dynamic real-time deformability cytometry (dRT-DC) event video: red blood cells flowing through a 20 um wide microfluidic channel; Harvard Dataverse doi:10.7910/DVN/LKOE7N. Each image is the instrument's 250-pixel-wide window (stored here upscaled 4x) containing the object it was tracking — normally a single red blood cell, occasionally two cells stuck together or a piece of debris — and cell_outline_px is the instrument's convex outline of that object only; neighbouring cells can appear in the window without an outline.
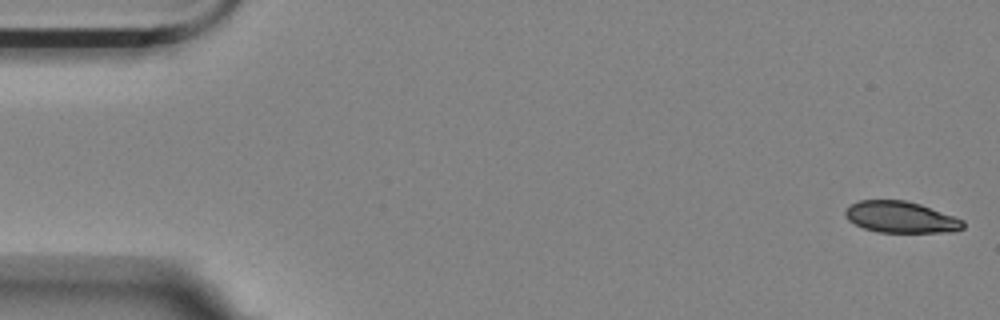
{"species": "Egyptian fruit bat (a non-hibernating species)", "species_latin": "Rousettus aegyptiacus", "temperature_condition": "room temperature", "stored_images_in_passage": 5, "camera_frame_rate_fps": 3000, "um_per_image_px": 0.085, "animal": {"sex": "female"}, "frame": {"image": 1, "passage_image": 1, "time_ms": 0.0, "image_size_px": [1000, 320], "cell_outline_px": [[964, 228], [956, 232], [880, 232], [864, 228], [848, 220], [844, 216], [844, 212], [852, 204], [860, 200], [904, 200], [920, 204], [956, 216], [964, 220]], "centroid_in_image_um": [76.62, 18.46], "position_along_channel_um": 8.4, "area_um2": 21.62}}
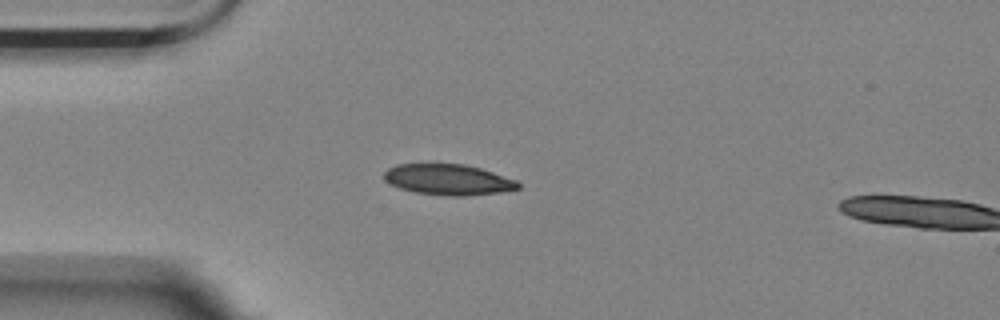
{"frame": {"image": 2, "passage_image": 4, "time_ms": 4.333, "image_size_px": [1000, 320], "cell_outline_px": [[520, 188], [496, 192], [468, 196], [448, 196], [416, 192], [400, 188], [384, 180], [384, 172], [388, 168], [396, 164], [464, 164], [480, 168], [516, 180], [520, 184]], "centroid_in_image_um": [38.08, 15.26], "position_along_channel_um": 46.9, "area_um2": 23.81}}